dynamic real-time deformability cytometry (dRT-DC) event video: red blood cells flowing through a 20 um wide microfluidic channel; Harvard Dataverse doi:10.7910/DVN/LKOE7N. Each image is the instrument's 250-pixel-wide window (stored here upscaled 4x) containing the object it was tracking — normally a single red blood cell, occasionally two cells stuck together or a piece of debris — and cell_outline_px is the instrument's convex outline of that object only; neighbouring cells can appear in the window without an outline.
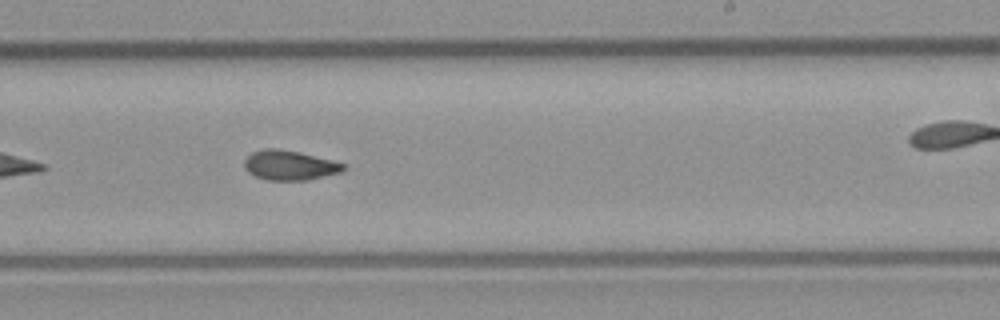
{"species": "common noctule bat (a hibernating species)", "species_latin": "Nyctalus noctula", "temperature_condition": "room temperature", "stored_images_in_passage": 38, "camera_frame_rate_fps": 3000, "um_per_image_px": 0.085, "animal": {"sex": "male", "body_mass_g": 23.1, "forearm_length_mm": 52.7}, "frame": {"image": 1, "passage_image": 17, "time_ms": 5.333, "image_size_px": [1000, 320], "cell_outline_px": [[344, 168], [340, 172], [308, 180], [264, 180], [248, 172], [244, 168], [244, 160], [252, 152], [264, 148], [276, 148], [300, 152], [332, 160], [344, 164]], "centroid_in_image_um": [24.57, 14.04], "position_along_channel_um": 264.4, "area_um2": 17.11}, "authors_computed_cell_mechanics": {"area_um2": 17.0221, "velocity_mm_per_s": 4.0526, "shape_relaxation_time_tau1_ms": null, "shape_relaxation_time_tau2_ms": 1.7987, "deformation_change_tau1": null, "deformation_change_tau2": 0.0755}}